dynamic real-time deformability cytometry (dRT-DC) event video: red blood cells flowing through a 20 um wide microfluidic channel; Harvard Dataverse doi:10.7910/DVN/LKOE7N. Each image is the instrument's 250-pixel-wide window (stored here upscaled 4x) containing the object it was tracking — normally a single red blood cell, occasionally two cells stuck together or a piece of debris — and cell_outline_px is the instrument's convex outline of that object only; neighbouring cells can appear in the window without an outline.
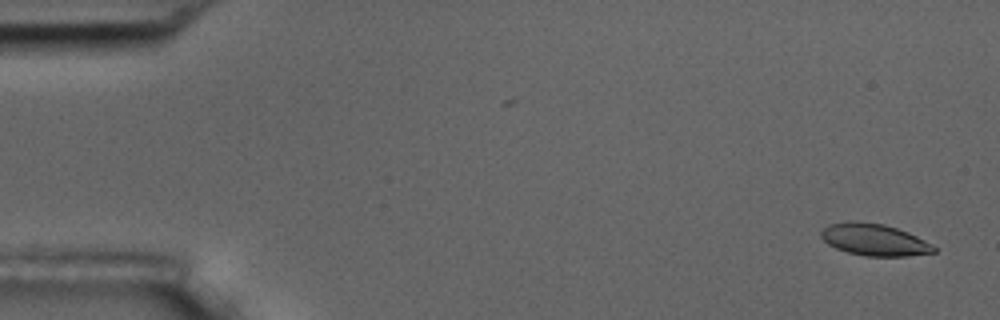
{"species": "common noctule bat (a hibernating species)", "species_latin": "Nyctalus noctula", "temperature_condition": "room temperature", "stored_images_in_passage": 2, "camera_frame_rate_fps": 3000, "um_per_image_px": 0.085, "animal": {"sex": "male", "body_mass_g": 17.5, "forearm_length_mm": 52.3}, "frame": {"image": 1, "passage_image": 2, "time_ms": 1.0, "image_size_px": [1000, 320], "cell_outline_px": [[936, 252], [908, 256], [864, 256], [848, 252], [836, 248], [828, 244], [820, 236], [820, 232], [828, 224], [848, 220], [852, 220], [884, 224], [908, 232], [932, 244], [936, 248]], "centroid_in_image_um": [74.29, 20.37], "position_along_channel_um": 10.7, "area_um2": 21.04}}